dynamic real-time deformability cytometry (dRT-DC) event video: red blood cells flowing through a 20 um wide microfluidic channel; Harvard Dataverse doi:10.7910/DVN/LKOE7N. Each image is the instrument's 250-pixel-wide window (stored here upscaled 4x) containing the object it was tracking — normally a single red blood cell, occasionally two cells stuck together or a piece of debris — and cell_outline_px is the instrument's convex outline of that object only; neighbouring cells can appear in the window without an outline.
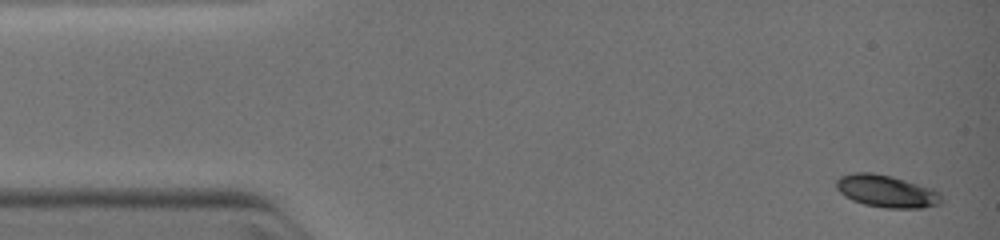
{"species": "common noctule bat (a hibernating species)", "species_latin": "Nyctalus noctula", "temperature_condition": "warm", "stored_images_in_passage": 5, "camera_frame_rate_fps": 3000, "um_per_image_px": 0.085, "animal": {"sex": "female", "body_mass_g": 19.0, "forearm_length_mm": 51.5}, "frame": {"image": 1, "passage_image": 1, "time_ms": 0.0, "image_size_px": [1000, 240], "cell_outline_px": [[944, 200], [940, 204], [920, 208], [884, 208], [864, 204], [852, 200], [844, 196], [836, 188], [836, 180], [840, 176], [852, 172], [872, 172], [892, 176], [932, 188], [940, 192]], "centroid_in_image_um": [75.36, 16.25], "position_along_channel_um": 9.6, "area_um2": 20.06}}
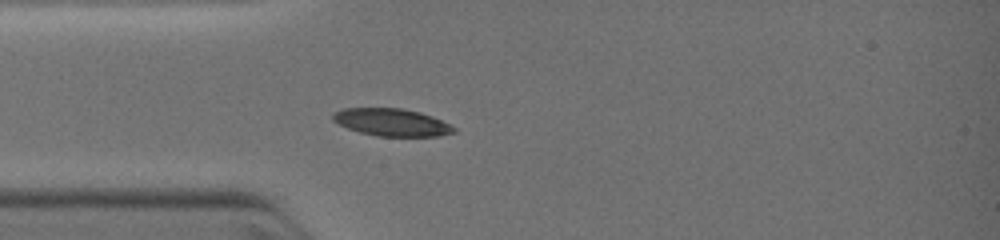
{"frame": {"image": 2, "passage_image": 5, "time_ms": 3.0, "image_size_px": [1000, 240], "cell_outline_px": [[456, 132], [440, 136], [376, 136], [360, 132], [348, 128], [332, 120], [332, 116], [336, 112], [344, 108], [400, 108], [420, 112], [432, 116], [456, 128]], "centroid_in_image_um": [33.31, 10.4], "position_along_channel_um": 51.7, "area_um2": 19.19}}